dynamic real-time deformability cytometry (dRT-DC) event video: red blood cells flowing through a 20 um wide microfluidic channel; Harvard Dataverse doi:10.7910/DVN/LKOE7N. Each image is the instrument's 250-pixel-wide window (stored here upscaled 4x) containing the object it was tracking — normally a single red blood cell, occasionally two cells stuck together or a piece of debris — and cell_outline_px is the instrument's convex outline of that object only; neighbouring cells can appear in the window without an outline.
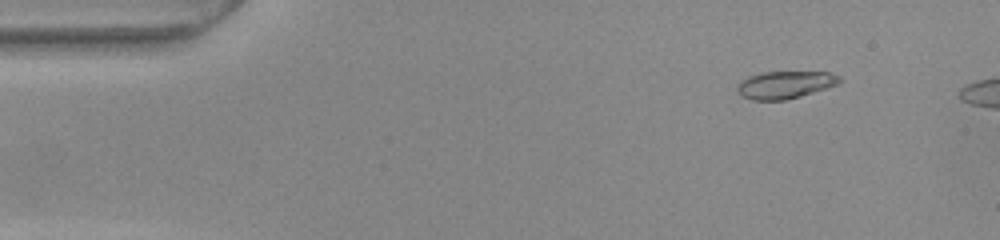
{"species": "common noctule bat (a hibernating species)", "species_latin": "Nyctalus noctula", "temperature_condition": "warm", "stored_images_in_passage": 49, "camera_frame_rate_fps": 3000, "um_per_image_px": 0.085, "animal": {"sex": "female", "body_mass_g": 22.0, "forearm_length_mm": 56.7}, "frame": {"image": 1, "passage_image": 6, "time_ms": 1.667, "image_size_px": [1000, 240], "cell_outline_px": [[844, 80], [840, 84], [800, 96], [784, 100], [752, 100], [740, 96], [736, 92], [736, 84], [748, 76], [764, 72], [828, 72], [840, 76]], "centroid_in_image_um": [66.72, 7.21], "position_along_channel_um": 18.3, "area_um2": 16.59}}
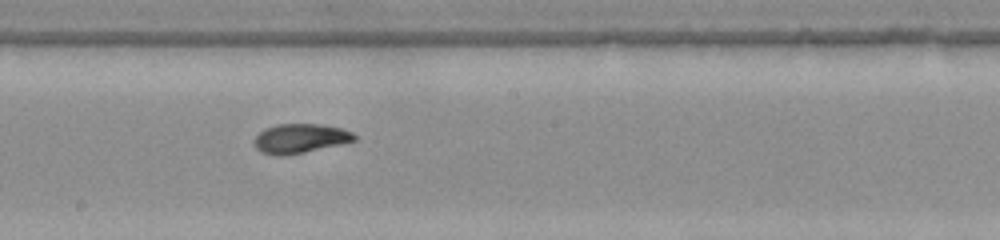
{"frame": {"image": 2, "passage_image": 29, "time_ms": 9.333, "image_size_px": [1000, 240], "cell_outline_px": [[356, 140], [304, 152], [280, 156], [260, 152], [256, 148], [256, 136], [264, 128], [276, 124], [320, 124], [340, 128], [352, 132], [356, 136]], "centroid_in_image_um": [25.5, 11.76], "position_along_channel_um": 222.7, "area_um2": 16.82}}
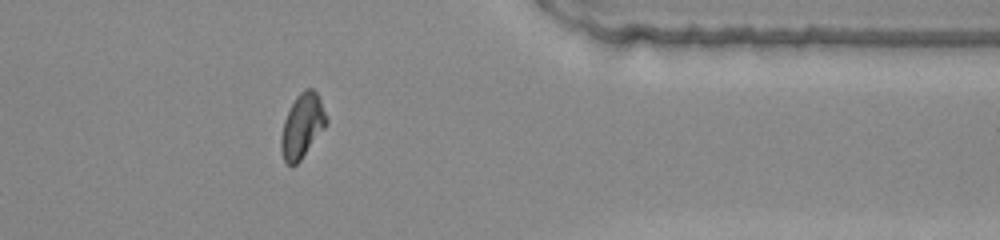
{"frame": {"image": 3, "passage_image": 43, "time_ms": 14.0, "image_size_px": [1000, 240], "cell_outline_px": [[328, 124], [300, 160], [292, 168], [284, 160], [280, 148], [280, 140], [284, 120], [296, 96], [304, 88], [312, 88], [316, 92], [320, 100], [328, 120]], "centroid_in_image_um": [25.69, 10.71], "position_along_channel_um": 385.7, "area_um2": 16.88}}